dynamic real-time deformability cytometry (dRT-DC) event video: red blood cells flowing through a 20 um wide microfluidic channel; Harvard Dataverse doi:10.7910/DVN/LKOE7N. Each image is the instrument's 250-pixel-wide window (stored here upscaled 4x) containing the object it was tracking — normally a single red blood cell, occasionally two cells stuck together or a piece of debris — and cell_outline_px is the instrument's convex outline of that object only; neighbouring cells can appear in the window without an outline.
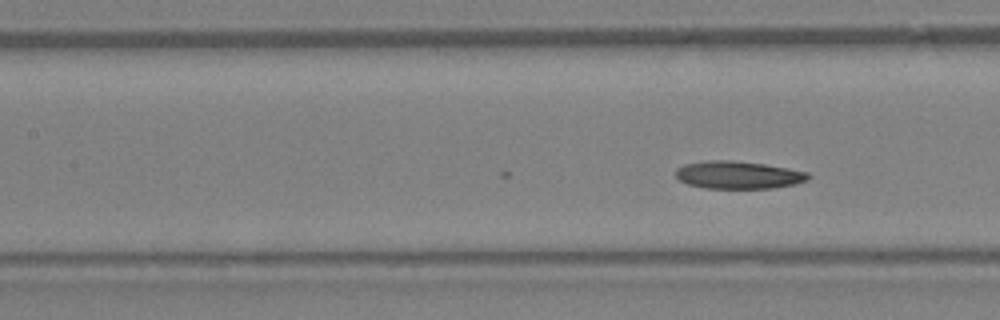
{"species": "Egyptian fruit bat (a non-hibernating species)", "species_latin": "Rousettus aegyptiacus", "temperature_condition": "warm", "stored_images_in_passage": 14, "camera_frame_rate_fps": 3000, "um_per_image_px": 0.085, "animal": {"sex": "female"}, "frame": {"image": 1, "passage_image": 14, "time_ms": 4.333, "image_size_px": [1000, 320], "cell_outline_px": [[812, 176], [808, 180], [792, 184], [772, 188], [704, 188], [688, 184], [680, 180], [676, 176], [676, 168], [684, 164], [708, 160], [732, 160], [764, 164], [788, 168], [808, 172]], "centroid_in_image_um": [62.75, 14.86], "position_along_channel_um": 144.7, "area_um2": 21.33}}